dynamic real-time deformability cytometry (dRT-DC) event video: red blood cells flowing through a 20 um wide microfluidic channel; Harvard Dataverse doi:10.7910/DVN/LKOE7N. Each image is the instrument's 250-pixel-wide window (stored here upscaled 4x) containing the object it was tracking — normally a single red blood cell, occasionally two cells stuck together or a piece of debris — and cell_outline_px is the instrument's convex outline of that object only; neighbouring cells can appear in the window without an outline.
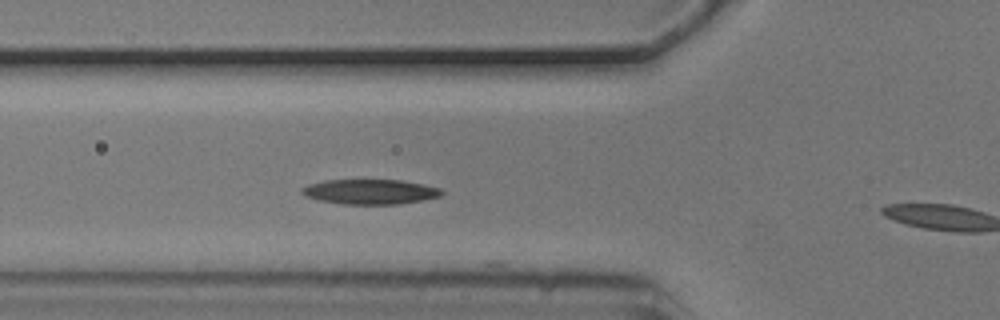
{"species": "common noctule bat (a hibernating species)", "species_latin": "Nyctalus noctula", "temperature_condition": "cold", "stored_images_in_passage": 5, "camera_frame_rate_fps": 3000, "um_per_image_px": 0.085, "animal": {"sex": "male", "body_mass_g": 20.5, "forearm_length_mm": 52.5}, "frame": {"image": 1, "passage_image": 4, "time_ms": 1.0, "image_size_px": [1000, 320], "cell_outline_px": [[444, 192], [440, 196], [424, 200], [400, 204], [340, 204], [320, 200], [304, 196], [300, 192], [300, 188], [308, 184], [324, 180], [400, 180], [424, 184], [440, 188]], "centroid_in_image_um": [31.44, 16.3], "position_along_channel_um": 94.4, "area_um2": 20.46}}